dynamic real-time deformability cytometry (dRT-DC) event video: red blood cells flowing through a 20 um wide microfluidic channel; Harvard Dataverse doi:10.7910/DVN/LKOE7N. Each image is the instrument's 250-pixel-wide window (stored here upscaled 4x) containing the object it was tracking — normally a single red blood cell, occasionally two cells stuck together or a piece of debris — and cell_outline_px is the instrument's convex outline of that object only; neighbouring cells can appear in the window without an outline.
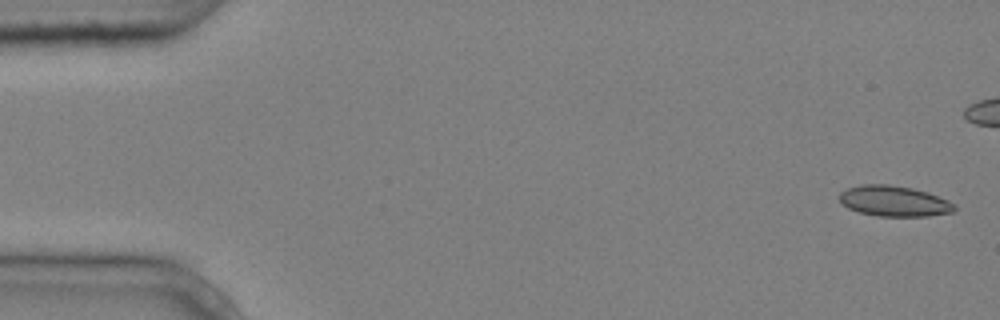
{"species": "common noctule bat (a hibernating species)", "species_latin": "Nyctalus noctula", "temperature_condition": "cold", "stored_images_in_passage": 4, "segment_of_instrument_passage": [2, 2], "camera_frame_rate_fps": 3000, "um_per_image_px": 0.085, "animal": {"sex": "male", "body_mass_g": 20.4}, "frame": {"image": 1, "passage_image": 4, "time_ms": 1.0, "image_size_px": [1000, 320], "cell_outline_px": [[956, 208], [952, 212], [928, 216], [880, 216], [860, 212], [848, 208], [840, 200], [840, 192], [848, 188], [860, 184], [888, 184], [912, 188], [928, 192], [948, 200], [956, 204]], "centroid_in_image_um": [76.02, 17.08], "position_along_channel_um": 9.0, "area_um2": 20.46}}